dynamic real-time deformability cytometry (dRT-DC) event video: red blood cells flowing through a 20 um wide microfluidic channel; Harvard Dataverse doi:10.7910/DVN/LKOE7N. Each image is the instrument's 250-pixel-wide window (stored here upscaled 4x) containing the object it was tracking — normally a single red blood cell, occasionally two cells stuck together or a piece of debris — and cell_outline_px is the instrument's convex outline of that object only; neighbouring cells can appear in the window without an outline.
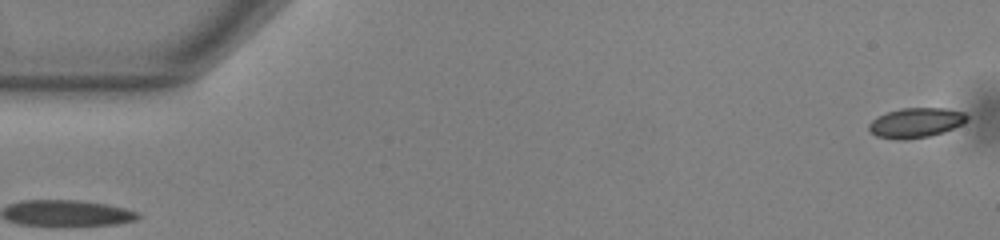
{"species": "common noctule bat (a hibernating species)", "species_latin": "Nyctalus noctula", "temperature_condition": "warm", "stored_images_in_passage": 20, "camera_frame_rate_fps": 3000, "um_per_image_px": 0.085, "animal": {"sex": "male", "body_mass_g": 13.0, "forearm_length_mm": 53.1}, "frame": {"image": 1, "passage_image": 1, "time_ms": 0.0, "image_size_px": [1000, 240], "cell_outline_px": [[968, 120], [964, 124], [944, 132], [928, 136], [904, 140], [900, 140], [876, 136], [868, 128], [868, 124], [872, 120], [888, 112], [900, 108], [944, 108], [964, 112], [968, 116]], "centroid_in_image_um": [77.88, 10.43], "position_along_channel_um": 7.1, "area_um2": 17.05}}
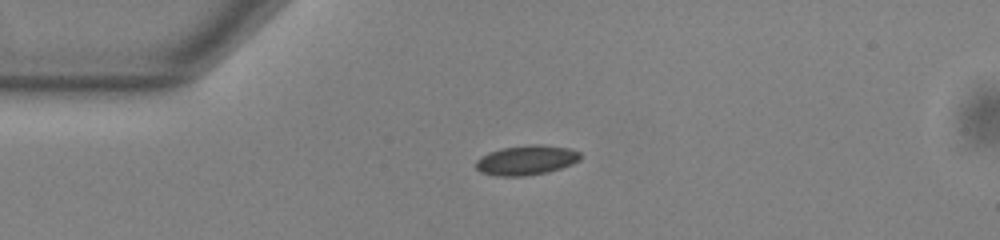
{"frame": {"image": 2, "passage_image": 13, "time_ms": 4.0, "image_size_px": [1000, 240], "cell_outline_px": [[580, 160], [572, 164], [548, 172], [524, 176], [496, 176], [480, 172], [476, 168], [476, 160], [480, 156], [488, 152], [500, 148], [528, 144], [540, 144], [568, 148], [580, 152]], "centroid_in_image_um": [44.71, 13.61], "position_along_channel_um": 40.3, "area_um2": 18.26}}
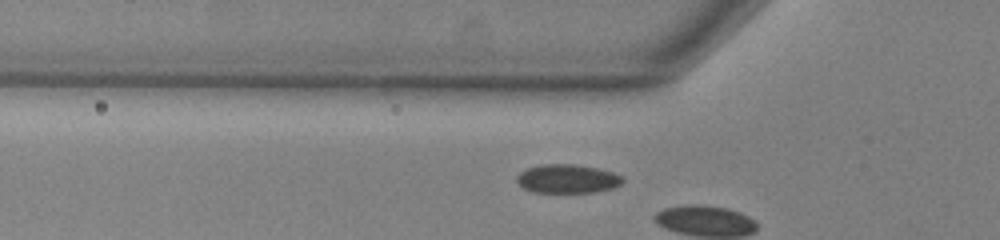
{"frame": {"image": 3, "passage_image": 18, "time_ms": 5.667, "image_size_px": [1000, 240], "cell_outline_px": [[624, 180], [620, 184], [612, 188], [592, 192], [532, 192], [524, 188], [516, 180], [516, 176], [520, 172], [528, 168], [544, 164], [572, 164], [596, 168], [612, 172], [624, 176]], "centroid_in_image_um": [48.23, 15.19], "position_along_channel_um": 77.6, "area_um2": 17.57}}